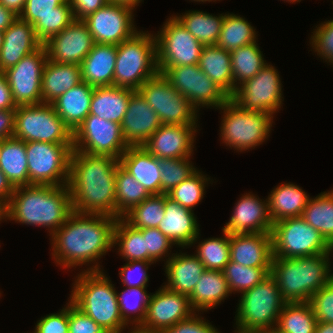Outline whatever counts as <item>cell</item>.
Here are the masks:
<instances>
[{
  "label": "cell",
  "instance_id": "1",
  "mask_svg": "<svg viewBox=\"0 0 333 333\" xmlns=\"http://www.w3.org/2000/svg\"><path fill=\"white\" fill-rule=\"evenodd\" d=\"M116 220L112 216L73 211L51 235L52 259L65 269L93 263L87 271H102L98 260L113 248Z\"/></svg>",
  "mask_w": 333,
  "mask_h": 333
},
{
  "label": "cell",
  "instance_id": "2",
  "mask_svg": "<svg viewBox=\"0 0 333 333\" xmlns=\"http://www.w3.org/2000/svg\"><path fill=\"white\" fill-rule=\"evenodd\" d=\"M118 159L72 151L68 188L74 212L116 218L115 174Z\"/></svg>",
  "mask_w": 333,
  "mask_h": 333
},
{
  "label": "cell",
  "instance_id": "3",
  "mask_svg": "<svg viewBox=\"0 0 333 333\" xmlns=\"http://www.w3.org/2000/svg\"><path fill=\"white\" fill-rule=\"evenodd\" d=\"M73 212L67 185H26L15 187L6 205V219L56 232Z\"/></svg>",
  "mask_w": 333,
  "mask_h": 333
},
{
  "label": "cell",
  "instance_id": "4",
  "mask_svg": "<svg viewBox=\"0 0 333 333\" xmlns=\"http://www.w3.org/2000/svg\"><path fill=\"white\" fill-rule=\"evenodd\" d=\"M332 252L296 258L273 257L270 274L286 303L309 302L333 278Z\"/></svg>",
  "mask_w": 333,
  "mask_h": 333
},
{
  "label": "cell",
  "instance_id": "5",
  "mask_svg": "<svg viewBox=\"0 0 333 333\" xmlns=\"http://www.w3.org/2000/svg\"><path fill=\"white\" fill-rule=\"evenodd\" d=\"M83 270L74 280L69 300L108 333H124L130 325L120 313L114 284L103 270Z\"/></svg>",
  "mask_w": 333,
  "mask_h": 333
},
{
  "label": "cell",
  "instance_id": "6",
  "mask_svg": "<svg viewBox=\"0 0 333 333\" xmlns=\"http://www.w3.org/2000/svg\"><path fill=\"white\" fill-rule=\"evenodd\" d=\"M275 278L269 274L241 293L236 310L235 333H273L285 305Z\"/></svg>",
  "mask_w": 333,
  "mask_h": 333
},
{
  "label": "cell",
  "instance_id": "7",
  "mask_svg": "<svg viewBox=\"0 0 333 333\" xmlns=\"http://www.w3.org/2000/svg\"><path fill=\"white\" fill-rule=\"evenodd\" d=\"M158 72L153 34L139 30L117 45L114 86L138 90Z\"/></svg>",
  "mask_w": 333,
  "mask_h": 333
},
{
  "label": "cell",
  "instance_id": "8",
  "mask_svg": "<svg viewBox=\"0 0 333 333\" xmlns=\"http://www.w3.org/2000/svg\"><path fill=\"white\" fill-rule=\"evenodd\" d=\"M218 109L223 110L220 138L231 149L249 151L270 136L273 125L271 114L244 110L231 98Z\"/></svg>",
  "mask_w": 333,
  "mask_h": 333
},
{
  "label": "cell",
  "instance_id": "9",
  "mask_svg": "<svg viewBox=\"0 0 333 333\" xmlns=\"http://www.w3.org/2000/svg\"><path fill=\"white\" fill-rule=\"evenodd\" d=\"M13 137L25 142L73 144L72 130L49 103L17 106Z\"/></svg>",
  "mask_w": 333,
  "mask_h": 333
},
{
  "label": "cell",
  "instance_id": "10",
  "mask_svg": "<svg viewBox=\"0 0 333 333\" xmlns=\"http://www.w3.org/2000/svg\"><path fill=\"white\" fill-rule=\"evenodd\" d=\"M273 257L296 258L330 253L333 247L301 216L273 223Z\"/></svg>",
  "mask_w": 333,
  "mask_h": 333
},
{
  "label": "cell",
  "instance_id": "11",
  "mask_svg": "<svg viewBox=\"0 0 333 333\" xmlns=\"http://www.w3.org/2000/svg\"><path fill=\"white\" fill-rule=\"evenodd\" d=\"M72 151L73 144L26 142L30 185H67Z\"/></svg>",
  "mask_w": 333,
  "mask_h": 333
},
{
  "label": "cell",
  "instance_id": "12",
  "mask_svg": "<svg viewBox=\"0 0 333 333\" xmlns=\"http://www.w3.org/2000/svg\"><path fill=\"white\" fill-rule=\"evenodd\" d=\"M138 91L157 113L161 124L197 125L199 112L160 72L149 78ZM197 122V123H196Z\"/></svg>",
  "mask_w": 333,
  "mask_h": 333
},
{
  "label": "cell",
  "instance_id": "13",
  "mask_svg": "<svg viewBox=\"0 0 333 333\" xmlns=\"http://www.w3.org/2000/svg\"><path fill=\"white\" fill-rule=\"evenodd\" d=\"M170 84L197 109L220 108L231 97L199 65L158 67Z\"/></svg>",
  "mask_w": 333,
  "mask_h": 333
},
{
  "label": "cell",
  "instance_id": "14",
  "mask_svg": "<svg viewBox=\"0 0 333 333\" xmlns=\"http://www.w3.org/2000/svg\"><path fill=\"white\" fill-rule=\"evenodd\" d=\"M154 36L158 67L189 66L199 63L204 46L174 16L168 18Z\"/></svg>",
  "mask_w": 333,
  "mask_h": 333
},
{
  "label": "cell",
  "instance_id": "15",
  "mask_svg": "<svg viewBox=\"0 0 333 333\" xmlns=\"http://www.w3.org/2000/svg\"><path fill=\"white\" fill-rule=\"evenodd\" d=\"M129 145L120 123L89 114L73 133V150L93 155H108L120 159Z\"/></svg>",
  "mask_w": 333,
  "mask_h": 333
},
{
  "label": "cell",
  "instance_id": "16",
  "mask_svg": "<svg viewBox=\"0 0 333 333\" xmlns=\"http://www.w3.org/2000/svg\"><path fill=\"white\" fill-rule=\"evenodd\" d=\"M282 84L277 69L267 63L253 78L245 81L231 99L242 109L272 116L282 106Z\"/></svg>",
  "mask_w": 333,
  "mask_h": 333
},
{
  "label": "cell",
  "instance_id": "17",
  "mask_svg": "<svg viewBox=\"0 0 333 333\" xmlns=\"http://www.w3.org/2000/svg\"><path fill=\"white\" fill-rule=\"evenodd\" d=\"M47 60V50L42 44L36 51L24 56L15 66L4 71L17 106L42 103V73Z\"/></svg>",
  "mask_w": 333,
  "mask_h": 333
},
{
  "label": "cell",
  "instance_id": "18",
  "mask_svg": "<svg viewBox=\"0 0 333 333\" xmlns=\"http://www.w3.org/2000/svg\"><path fill=\"white\" fill-rule=\"evenodd\" d=\"M134 9L108 2L83 19L97 44L119 45L138 30L134 25Z\"/></svg>",
  "mask_w": 333,
  "mask_h": 333
},
{
  "label": "cell",
  "instance_id": "19",
  "mask_svg": "<svg viewBox=\"0 0 333 333\" xmlns=\"http://www.w3.org/2000/svg\"><path fill=\"white\" fill-rule=\"evenodd\" d=\"M19 18L33 25L42 44L75 19L68 0H27Z\"/></svg>",
  "mask_w": 333,
  "mask_h": 333
},
{
  "label": "cell",
  "instance_id": "20",
  "mask_svg": "<svg viewBox=\"0 0 333 333\" xmlns=\"http://www.w3.org/2000/svg\"><path fill=\"white\" fill-rule=\"evenodd\" d=\"M193 313L195 311L187 295L162 286L153 295L150 293L146 316L139 327L152 331H164L177 322L189 318Z\"/></svg>",
  "mask_w": 333,
  "mask_h": 333
},
{
  "label": "cell",
  "instance_id": "21",
  "mask_svg": "<svg viewBox=\"0 0 333 333\" xmlns=\"http://www.w3.org/2000/svg\"><path fill=\"white\" fill-rule=\"evenodd\" d=\"M94 44L93 36L84 21L74 19L43 45L47 50L48 60L81 65Z\"/></svg>",
  "mask_w": 333,
  "mask_h": 333
},
{
  "label": "cell",
  "instance_id": "22",
  "mask_svg": "<svg viewBox=\"0 0 333 333\" xmlns=\"http://www.w3.org/2000/svg\"><path fill=\"white\" fill-rule=\"evenodd\" d=\"M197 125L162 124L143 144L158 159L191 157Z\"/></svg>",
  "mask_w": 333,
  "mask_h": 333
},
{
  "label": "cell",
  "instance_id": "23",
  "mask_svg": "<svg viewBox=\"0 0 333 333\" xmlns=\"http://www.w3.org/2000/svg\"><path fill=\"white\" fill-rule=\"evenodd\" d=\"M251 193L240 197L229 222L222 230L229 234L271 233L273 223L269 214L268 198L262 201Z\"/></svg>",
  "mask_w": 333,
  "mask_h": 333
},
{
  "label": "cell",
  "instance_id": "24",
  "mask_svg": "<svg viewBox=\"0 0 333 333\" xmlns=\"http://www.w3.org/2000/svg\"><path fill=\"white\" fill-rule=\"evenodd\" d=\"M157 113L146 102L138 90L129 99L121 129L129 146H141L161 126Z\"/></svg>",
  "mask_w": 333,
  "mask_h": 333
},
{
  "label": "cell",
  "instance_id": "25",
  "mask_svg": "<svg viewBox=\"0 0 333 333\" xmlns=\"http://www.w3.org/2000/svg\"><path fill=\"white\" fill-rule=\"evenodd\" d=\"M165 216L158 229L167 236L170 241L181 248H189L200 238L199 224L194 212L182 207L175 200L165 194Z\"/></svg>",
  "mask_w": 333,
  "mask_h": 333
},
{
  "label": "cell",
  "instance_id": "26",
  "mask_svg": "<svg viewBox=\"0 0 333 333\" xmlns=\"http://www.w3.org/2000/svg\"><path fill=\"white\" fill-rule=\"evenodd\" d=\"M230 260L248 267H271V233L230 234Z\"/></svg>",
  "mask_w": 333,
  "mask_h": 333
},
{
  "label": "cell",
  "instance_id": "27",
  "mask_svg": "<svg viewBox=\"0 0 333 333\" xmlns=\"http://www.w3.org/2000/svg\"><path fill=\"white\" fill-rule=\"evenodd\" d=\"M42 43L34 27L19 17L3 32L0 50V71L15 66L24 56L36 51Z\"/></svg>",
  "mask_w": 333,
  "mask_h": 333
},
{
  "label": "cell",
  "instance_id": "28",
  "mask_svg": "<svg viewBox=\"0 0 333 333\" xmlns=\"http://www.w3.org/2000/svg\"><path fill=\"white\" fill-rule=\"evenodd\" d=\"M119 162L150 195L161 194L159 159L150 154L143 145L129 146L121 155Z\"/></svg>",
  "mask_w": 333,
  "mask_h": 333
},
{
  "label": "cell",
  "instance_id": "29",
  "mask_svg": "<svg viewBox=\"0 0 333 333\" xmlns=\"http://www.w3.org/2000/svg\"><path fill=\"white\" fill-rule=\"evenodd\" d=\"M117 45H93L81 63L82 81L93 87L114 86Z\"/></svg>",
  "mask_w": 333,
  "mask_h": 333
},
{
  "label": "cell",
  "instance_id": "30",
  "mask_svg": "<svg viewBox=\"0 0 333 333\" xmlns=\"http://www.w3.org/2000/svg\"><path fill=\"white\" fill-rule=\"evenodd\" d=\"M204 264L195 255L173 253L165 262L167 289L189 296L204 272Z\"/></svg>",
  "mask_w": 333,
  "mask_h": 333
},
{
  "label": "cell",
  "instance_id": "31",
  "mask_svg": "<svg viewBox=\"0 0 333 333\" xmlns=\"http://www.w3.org/2000/svg\"><path fill=\"white\" fill-rule=\"evenodd\" d=\"M93 90V86L82 81L51 103L73 133L89 115Z\"/></svg>",
  "mask_w": 333,
  "mask_h": 333
},
{
  "label": "cell",
  "instance_id": "32",
  "mask_svg": "<svg viewBox=\"0 0 333 333\" xmlns=\"http://www.w3.org/2000/svg\"><path fill=\"white\" fill-rule=\"evenodd\" d=\"M80 82H82L80 65L47 60L42 73V103L51 104Z\"/></svg>",
  "mask_w": 333,
  "mask_h": 333
},
{
  "label": "cell",
  "instance_id": "33",
  "mask_svg": "<svg viewBox=\"0 0 333 333\" xmlns=\"http://www.w3.org/2000/svg\"><path fill=\"white\" fill-rule=\"evenodd\" d=\"M134 91L118 86L94 87L89 114L121 124Z\"/></svg>",
  "mask_w": 333,
  "mask_h": 333
},
{
  "label": "cell",
  "instance_id": "34",
  "mask_svg": "<svg viewBox=\"0 0 333 333\" xmlns=\"http://www.w3.org/2000/svg\"><path fill=\"white\" fill-rule=\"evenodd\" d=\"M230 294L224 272L205 269L188 297L194 311L203 312L221 304Z\"/></svg>",
  "mask_w": 333,
  "mask_h": 333
},
{
  "label": "cell",
  "instance_id": "35",
  "mask_svg": "<svg viewBox=\"0 0 333 333\" xmlns=\"http://www.w3.org/2000/svg\"><path fill=\"white\" fill-rule=\"evenodd\" d=\"M309 195L293 183H281L268 195L269 214L272 223L289 217L302 215Z\"/></svg>",
  "mask_w": 333,
  "mask_h": 333
},
{
  "label": "cell",
  "instance_id": "36",
  "mask_svg": "<svg viewBox=\"0 0 333 333\" xmlns=\"http://www.w3.org/2000/svg\"><path fill=\"white\" fill-rule=\"evenodd\" d=\"M0 169L14 187L30 185L25 141L15 137L3 140Z\"/></svg>",
  "mask_w": 333,
  "mask_h": 333
},
{
  "label": "cell",
  "instance_id": "37",
  "mask_svg": "<svg viewBox=\"0 0 333 333\" xmlns=\"http://www.w3.org/2000/svg\"><path fill=\"white\" fill-rule=\"evenodd\" d=\"M199 68L230 97L233 96V76L230 51L216 45L204 46Z\"/></svg>",
  "mask_w": 333,
  "mask_h": 333
},
{
  "label": "cell",
  "instance_id": "38",
  "mask_svg": "<svg viewBox=\"0 0 333 333\" xmlns=\"http://www.w3.org/2000/svg\"><path fill=\"white\" fill-rule=\"evenodd\" d=\"M203 46L216 45L225 14L213 16L210 13L190 10L182 15H173Z\"/></svg>",
  "mask_w": 333,
  "mask_h": 333
},
{
  "label": "cell",
  "instance_id": "39",
  "mask_svg": "<svg viewBox=\"0 0 333 333\" xmlns=\"http://www.w3.org/2000/svg\"><path fill=\"white\" fill-rule=\"evenodd\" d=\"M230 55L234 95L236 89L245 81L253 78L267 62L256 41L232 50Z\"/></svg>",
  "mask_w": 333,
  "mask_h": 333
},
{
  "label": "cell",
  "instance_id": "40",
  "mask_svg": "<svg viewBox=\"0 0 333 333\" xmlns=\"http://www.w3.org/2000/svg\"><path fill=\"white\" fill-rule=\"evenodd\" d=\"M301 217L333 247V190L310 197Z\"/></svg>",
  "mask_w": 333,
  "mask_h": 333
},
{
  "label": "cell",
  "instance_id": "41",
  "mask_svg": "<svg viewBox=\"0 0 333 333\" xmlns=\"http://www.w3.org/2000/svg\"><path fill=\"white\" fill-rule=\"evenodd\" d=\"M317 323L310 302L285 303L273 333H315Z\"/></svg>",
  "mask_w": 333,
  "mask_h": 333
},
{
  "label": "cell",
  "instance_id": "42",
  "mask_svg": "<svg viewBox=\"0 0 333 333\" xmlns=\"http://www.w3.org/2000/svg\"><path fill=\"white\" fill-rule=\"evenodd\" d=\"M118 245L122 259L148 261V249L141 231L128 224L122 217L116 220L113 230V247Z\"/></svg>",
  "mask_w": 333,
  "mask_h": 333
},
{
  "label": "cell",
  "instance_id": "43",
  "mask_svg": "<svg viewBox=\"0 0 333 333\" xmlns=\"http://www.w3.org/2000/svg\"><path fill=\"white\" fill-rule=\"evenodd\" d=\"M256 29L245 18L234 13H225L216 46L232 51L256 41Z\"/></svg>",
  "mask_w": 333,
  "mask_h": 333
},
{
  "label": "cell",
  "instance_id": "44",
  "mask_svg": "<svg viewBox=\"0 0 333 333\" xmlns=\"http://www.w3.org/2000/svg\"><path fill=\"white\" fill-rule=\"evenodd\" d=\"M115 189L117 219L150 196L144 186L137 182L121 165L116 170Z\"/></svg>",
  "mask_w": 333,
  "mask_h": 333
},
{
  "label": "cell",
  "instance_id": "45",
  "mask_svg": "<svg viewBox=\"0 0 333 333\" xmlns=\"http://www.w3.org/2000/svg\"><path fill=\"white\" fill-rule=\"evenodd\" d=\"M165 194L150 195L140 204L133 206L122 218L131 226L142 228H158L165 216Z\"/></svg>",
  "mask_w": 333,
  "mask_h": 333
},
{
  "label": "cell",
  "instance_id": "46",
  "mask_svg": "<svg viewBox=\"0 0 333 333\" xmlns=\"http://www.w3.org/2000/svg\"><path fill=\"white\" fill-rule=\"evenodd\" d=\"M220 238H208L198 242L196 256L204 264L206 270L223 271L230 260V234L222 230Z\"/></svg>",
  "mask_w": 333,
  "mask_h": 333
},
{
  "label": "cell",
  "instance_id": "47",
  "mask_svg": "<svg viewBox=\"0 0 333 333\" xmlns=\"http://www.w3.org/2000/svg\"><path fill=\"white\" fill-rule=\"evenodd\" d=\"M270 271L271 267H248L231 260L223 270L231 294L236 291L243 293L253 288L267 277Z\"/></svg>",
  "mask_w": 333,
  "mask_h": 333
},
{
  "label": "cell",
  "instance_id": "48",
  "mask_svg": "<svg viewBox=\"0 0 333 333\" xmlns=\"http://www.w3.org/2000/svg\"><path fill=\"white\" fill-rule=\"evenodd\" d=\"M146 289L147 287H125L122 292H117V299L122 318L127 324H130V326L132 325V327L134 324L135 327H139L145 319L150 297V294L147 293ZM130 314H134L135 316Z\"/></svg>",
  "mask_w": 333,
  "mask_h": 333
},
{
  "label": "cell",
  "instance_id": "49",
  "mask_svg": "<svg viewBox=\"0 0 333 333\" xmlns=\"http://www.w3.org/2000/svg\"><path fill=\"white\" fill-rule=\"evenodd\" d=\"M210 178L196 170L191 176L174 187L167 195L179 203L182 207L191 211L202 201L204 191Z\"/></svg>",
  "mask_w": 333,
  "mask_h": 333
},
{
  "label": "cell",
  "instance_id": "50",
  "mask_svg": "<svg viewBox=\"0 0 333 333\" xmlns=\"http://www.w3.org/2000/svg\"><path fill=\"white\" fill-rule=\"evenodd\" d=\"M191 158L159 159L161 169V194L169 193L174 187L191 176L197 169ZM191 162V163H190Z\"/></svg>",
  "mask_w": 333,
  "mask_h": 333
},
{
  "label": "cell",
  "instance_id": "51",
  "mask_svg": "<svg viewBox=\"0 0 333 333\" xmlns=\"http://www.w3.org/2000/svg\"><path fill=\"white\" fill-rule=\"evenodd\" d=\"M317 26L312 32L310 44L314 52H317V56L333 65V19L322 22Z\"/></svg>",
  "mask_w": 333,
  "mask_h": 333
},
{
  "label": "cell",
  "instance_id": "52",
  "mask_svg": "<svg viewBox=\"0 0 333 333\" xmlns=\"http://www.w3.org/2000/svg\"><path fill=\"white\" fill-rule=\"evenodd\" d=\"M139 230L145 238L146 249H148V262L156 263L163 259V256L168 257L166 260L171 257L168 252L174 244L158 228H142Z\"/></svg>",
  "mask_w": 333,
  "mask_h": 333
},
{
  "label": "cell",
  "instance_id": "53",
  "mask_svg": "<svg viewBox=\"0 0 333 333\" xmlns=\"http://www.w3.org/2000/svg\"><path fill=\"white\" fill-rule=\"evenodd\" d=\"M309 302L318 322H333V278L315 292Z\"/></svg>",
  "mask_w": 333,
  "mask_h": 333
},
{
  "label": "cell",
  "instance_id": "54",
  "mask_svg": "<svg viewBox=\"0 0 333 333\" xmlns=\"http://www.w3.org/2000/svg\"><path fill=\"white\" fill-rule=\"evenodd\" d=\"M151 264L154 263L148 261L127 262L124 266L121 267L119 271V276L122 284H124L126 288L147 287V283L149 281V275L147 273V270L149 269Z\"/></svg>",
  "mask_w": 333,
  "mask_h": 333
},
{
  "label": "cell",
  "instance_id": "55",
  "mask_svg": "<svg viewBox=\"0 0 333 333\" xmlns=\"http://www.w3.org/2000/svg\"><path fill=\"white\" fill-rule=\"evenodd\" d=\"M69 333H108L68 300Z\"/></svg>",
  "mask_w": 333,
  "mask_h": 333
},
{
  "label": "cell",
  "instance_id": "56",
  "mask_svg": "<svg viewBox=\"0 0 333 333\" xmlns=\"http://www.w3.org/2000/svg\"><path fill=\"white\" fill-rule=\"evenodd\" d=\"M57 313L42 317L37 321L33 333H69L68 303Z\"/></svg>",
  "mask_w": 333,
  "mask_h": 333
},
{
  "label": "cell",
  "instance_id": "57",
  "mask_svg": "<svg viewBox=\"0 0 333 333\" xmlns=\"http://www.w3.org/2000/svg\"><path fill=\"white\" fill-rule=\"evenodd\" d=\"M193 313L189 318L181 320L166 328L164 333H220L209 321Z\"/></svg>",
  "mask_w": 333,
  "mask_h": 333
},
{
  "label": "cell",
  "instance_id": "58",
  "mask_svg": "<svg viewBox=\"0 0 333 333\" xmlns=\"http://www.w3.org/2000/svg\"><path fill=\"white\" fill-rule=\"evenodd\" d=\"M73 11L74 18L83 20L99 8L104 7L110 0H68Z\"/></svg>",
  "mask_w": 333,
  "mask_h": 333
},
{
  "label": "cell",
  "instance_id": "59",
  "mask_svg": "<svg viewBox=\"0 0 333 333\" xmlns=\"http://www.w3.org/2000/svg\"><path fill=\"white\" fill-rule=\"evenodd\" d=\"M16 109L0 110V139L13 137Z\"/></svg>",
  "mask_w": 333,
  "mask_h": 333
},
{
  "label": "cell",
  "instance_id": "60",
  "mask_svg": "<svg viewBox=\"0 0 333 333\" xmlns=\"http://www.w3.org/2000/svg\"><path fill=\"white\" fill-rule=\"evenodd\" d=\"M16 107L5 73L0 71V110L16 109Z\"/></svg>",
  "mask_w": 333,
  "mask_h": 333
},
{
  "label": "cell",
  "instance_id": "61",
  "mask_svg": "<svg viewBox=\"0 0 333 333\" xmlns=\"http://www.w3.org/2000/svg\"><path fill=\"white\" fill-rule=\"evenodd\" d=\"M14 190L15 187L11 184L6 175L0 169V201L7 205L13 195Z\"/></svg>",
  "mask_w": 333,
  "mask_h": 333
},
{
  "label": "cell",
  "instance_id": "62",
  "mask_svg": "<svg viewBox=\"0 0 333 333\" xmlns=\"http://www.w3.org/2000/svg\"><path fill=\"white\" fill-rule=\"evenodd\" d=\"M17 18V15L0 4V31L4 32Z\"/></svg>",
  "mask_w": 333,
  "mask_h": 333
},
{
  "label": "cell",
  "instance_id": "63",
  "mask_svg": "<svg viewBox=\"0 0 333 333\" xmlns=\"http://www.w3.org/2000/svg\"><path fill=\"white\" fill-rule=\"evenodd\" d=\"M26 1L27 0H0V4L19 17Z\"/></svg>",
  "mask_w": 333,
  "mask_h": 333
},
{
  "label": "cell",
  "instance_id": "64",
  "mask_svg": "<svg viewBox=\"0 0 333 333\" xmlns=\"http://www.w3.org/2000/svg\"><path fill=\"white\" fill-rule=\"evenodd\" d=\"M315 333H333V322H318Z\"/></svg>",
  "mask_w": 333,
  "mask_h": 333
},
{
  "label": "cell",
  "instance_id": "65",
  "mask_svg": "<svg viewBox=\"0 0 333 333\" xmlns=\"http://www.w3.org/2000/svg\"><path fill=\"white\" fill-rule=\"evenodd\" d=\"M143 0H110V2L117 3L119 5L128 6L132 9H135L136 6H139V3Z\"/></svg>",
  "mask_w": 333,
  "mask_h": 333
},
{
  "label": "cell",
  "instance_id": "66",
  "mask_svg": "<svg viewBox=\"0 0 333 333\" xmlns=\"http://www.w3.org/2000/svg\"><path fill=\"white\" fill-rule=\"evenodd\" d=\"M131 331L128 333H164L163 331H152V330H147L141 327H135L133 326V328L131 327L130 329Z\"/></svg>",
  "mask_w": 333,
  "mask_h": 333
},
{
  "label": "cell",
  "instance_id": "67",
  "mask_svg": "<svg viewBox=\"0 0 333 333\" xmlns=\"http://www.w3.org/2000/svg\"><path fill=\"white\" fill-rule=\"evenodd\" d=\"M6 219V205L0 201V221Z\"/></svg>",
  "mask_w": 333,
  "mask_h": 333
},
{
  "label": "cell",
  "instance_id": "68",
  "mask_svg": "<svg viewBox=\"0 0 333 333\" xmlns=\"http://www.w3.org/2000/svg\"><path fill=\"white\" fill-rule=\"evenodd\" d=\"M3 42V31H0V50Z\"/></svg>",
  "mask_w": 333,
  "mask_h": 333
},
{
  "label": "cell",
  "instance_id": "69",
  "mask_svg": "<svg viewBox=\"0 0 333 333\" xmlns=\"http://www.w3.org/2000/svg\"><path fill=\"white\" fill-rule=\"evenodd\" d=\"M191 1H192V0H191ZM193 1H195V2H203V3H204V2H207V1H208V2H212V1L215 2L216 0H193ZM218 1H219V0H218Z\"/></svg>",
  "mask_w": 333,
  "mask_h": 333
},
{
  "label": "cell",
  "instance_id": "70",
  "mask_svg": "<svg viewBox=\"0 0 333 333\" xmlns=\"http://www.w3.org/2000/svg\"><path fill=\"white\" fill-rule=\"evenodd\" d=\"M286 1V0H284ZM301 0H287V2L294 3V2H300Z\"/></svg>",
  "mask_w": 333,
  "mask_h": 333
},
{
  "label": "cell",
  "instance_id": "71",
  "mask_svg": "<svg viewBox=\"0 0 333 333\" xmlns=\"http://www.w3.org/2000/svg\"><path fill=\"white\" fill-rule=\"evenodd\" d=\"M2 144H3V139H0V150H1Z\"/></svg>",
  "mask_w": 333,
  "mask_h": 333
}]
</instances>
